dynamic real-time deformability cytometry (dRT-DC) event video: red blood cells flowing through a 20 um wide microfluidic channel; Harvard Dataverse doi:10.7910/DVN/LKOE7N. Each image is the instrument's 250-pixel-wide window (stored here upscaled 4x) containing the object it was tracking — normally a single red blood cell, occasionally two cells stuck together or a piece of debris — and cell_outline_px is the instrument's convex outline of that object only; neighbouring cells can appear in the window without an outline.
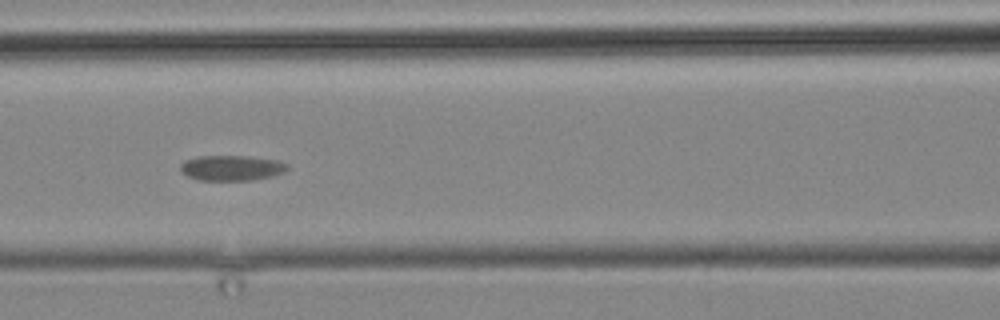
{"species": "common noctule bat (a hibernating species)", "species_latin": "Nyctalus noctula", "temperature_condition": "cold", "stored_images_in_passage": 4, "camera_frame_rate_fps": 3000, "um_per_image_px": 0.085, "animal": {"sex": "male", "body_mass_g": 19.2, "forearm_length_mm": 51.8}, "frame": {"image": 1, "passage_image": 3, "time_ms": 2.333, "image_size_px": [1000, 320], "cell_outline_px": [[288, 168], [284, 172], [272, 176], [252, 180], [200, 180], [188, 176], [180, 172], [180, 164], [184, 160], [196, 156], [248, 156], [276, 160], [288, 164]], "centroid_in_image_um": [19.65, 14.27], "position_along_channel_um": 146.9, "area_um2": 15.84}}
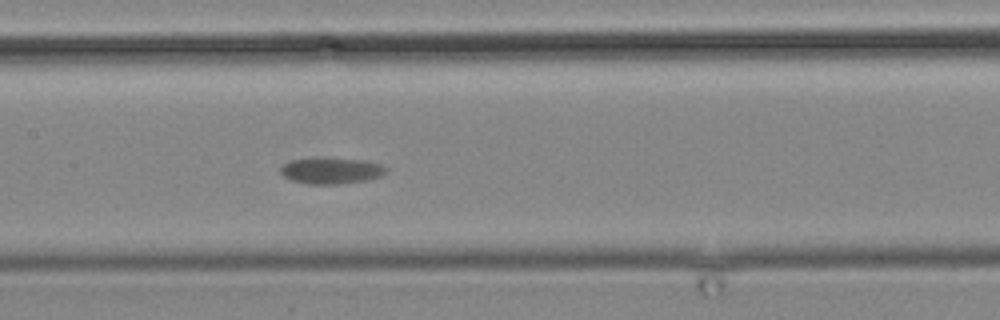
{"frame": {"image": 2, "passage_image": 4, "time_ms": 3.333, "image_size_px": [1000, 320], "cell_outline_px": [[388, 168], [380, 176], [368, 180], [344, 184], [308, 184], [292, 180], [284, 176], [280, 172], [280, 168], [284, 164], [292, 160], [368, 160], [380, 164]], "centroid_in_image_um": [28.19, 14.55], "position_along_channel_um": 179.2, "area_um2": 15.49}}